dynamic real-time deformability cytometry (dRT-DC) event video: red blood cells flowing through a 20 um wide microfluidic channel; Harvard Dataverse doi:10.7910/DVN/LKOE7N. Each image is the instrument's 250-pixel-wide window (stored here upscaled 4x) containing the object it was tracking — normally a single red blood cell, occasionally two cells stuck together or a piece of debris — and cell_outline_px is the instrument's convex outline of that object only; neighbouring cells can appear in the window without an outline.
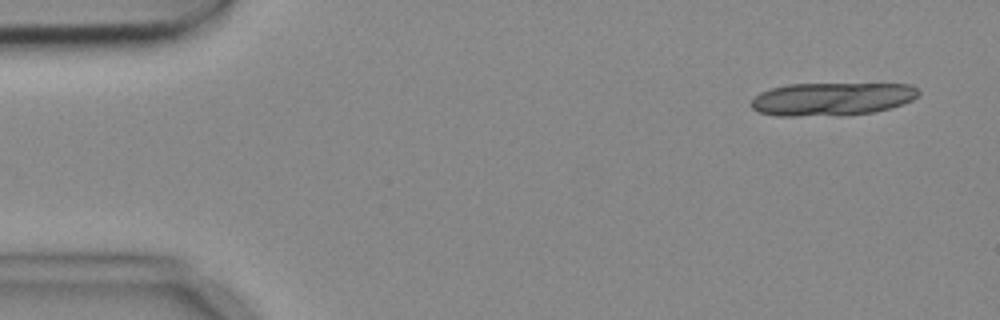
{"species": "common noctule bat (a hibernating species)", "species_latin": "Nyctalus noctula", "temperature_condition": "cold", "stored_images_in_passage": 2, "camera_frame_rate_fps": 3000, "um_per_image_px": 0.085, "animal": {"sex": "female", "body_mass_g": 18.4}, "frame": {"image": 1, "passage_image": 1, "time_ms": 0.0, "image_size_px": [1000, 320], "cell_outline_px": [[920, 92], [912, 100], [876, 112], [848, 116], [776, 116], [760, 112], [752, 108], [748, 104], [760, 92], [772, 88], [788, 84], [912, 84]], "centroid_in_image_um": [70.68, 8.43], "position_along_channel_um": 14.3, "area_um2": 32.54}}